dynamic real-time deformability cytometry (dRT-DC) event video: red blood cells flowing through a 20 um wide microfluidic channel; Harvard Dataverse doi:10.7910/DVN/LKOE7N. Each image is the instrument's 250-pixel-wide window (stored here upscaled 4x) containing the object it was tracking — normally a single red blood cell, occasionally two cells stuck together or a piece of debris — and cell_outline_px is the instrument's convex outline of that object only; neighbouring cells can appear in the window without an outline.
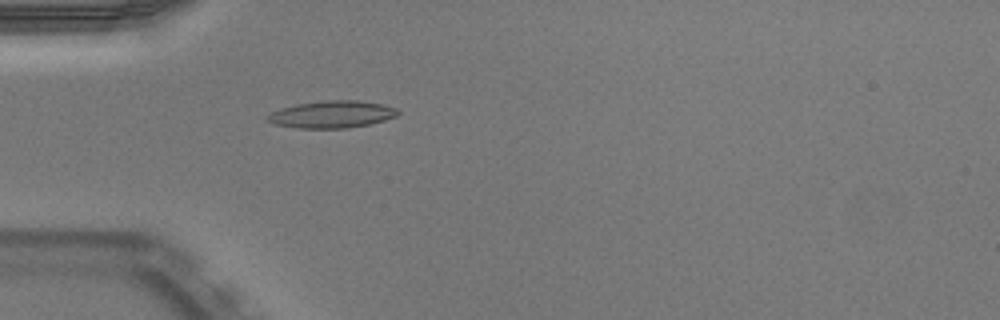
{"species": "Egyptian fruit bat (a non-hibernating species)", "species_latin": "Rousettus aegyptiacus", "temperature_condition": "warm", "stored_images_in_passage": 36, "camera_frame_rate_fps": 3000, "um_per_image_px": 0.085, "animal": {"sex": "male"}, "frame": {"image": 1, "passage_image": 1, "time_ms": 0.0, "image_size_px": [1000, 320], "cell_outline_px": [[400, 112], [396, 116], [384, 120], [368, 124], [348, 128], [296, 128], [272, 124], [264, 120], [264, 116], [280, 108], [296, 104], [328, 100], [356, 100], [380, 104], [396, 108]], "centroid_in_image_um": [28.13, 9.73], "position_along_channel_um": 56.9, "area_um2": 20.69}}
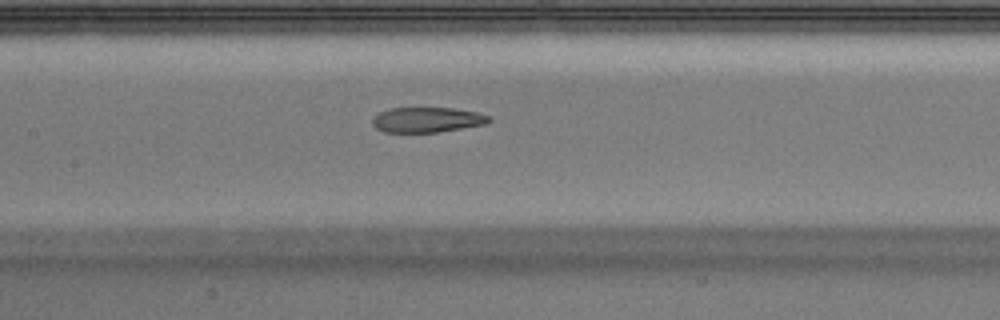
{"frame": {"image": 2, "passage_image": 10, "time_ms": 3.0, "image_size_px": [1000, 320], "cell_outline_px": [[492, 120], [484, 124], [436, 132], [384, 132], [376, 128], [372, 124], [372, 120], [380, 112], [388, 108], [452, 108], [476, 112], [488, 116]], "centroid_in_image_um": [36.27, 10.18], "position_along_channel_um": 171.1, "area_um2": 16.82}}
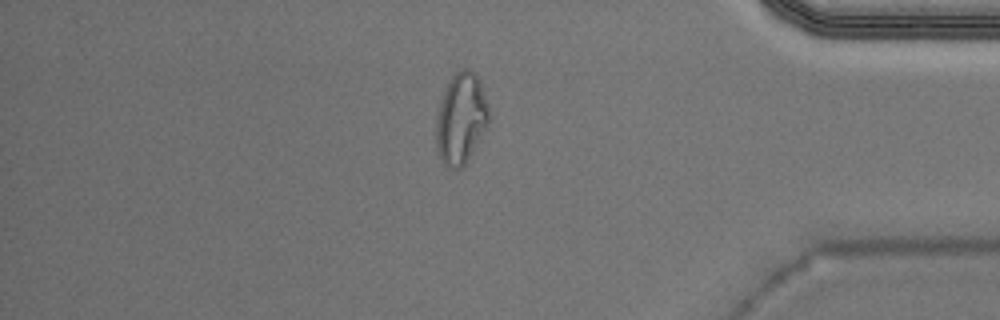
{"frame": {"image": 3, "passage_image": 29, "time_ms": 9.333, "image_size_px": [1000, 320], "cell_outline_px": [[492, 116], [488, 124], [464, 168], [456, 172], [448, 168], [444, 164], [436, 148], [436, 120], [440, 104], [444, 92], [452, 76], [460, 68], [468, 68], [480, 80]], "centroid_in_image_um": [39.21, 10.13], "position_along_channel_um": 396.0, "area_um2": 28.32}, "authors_computed_cell_mechanics": {"area_um2": 19.5942, "velocity_mm_per_s": 3.978, "shape_relaxation_time_tau1_ms": null, "shape_relaxation_time_tau2_ms": 2.1314, "deformation_change_tau1": null, "deformation_change_tau2": 0.099}}